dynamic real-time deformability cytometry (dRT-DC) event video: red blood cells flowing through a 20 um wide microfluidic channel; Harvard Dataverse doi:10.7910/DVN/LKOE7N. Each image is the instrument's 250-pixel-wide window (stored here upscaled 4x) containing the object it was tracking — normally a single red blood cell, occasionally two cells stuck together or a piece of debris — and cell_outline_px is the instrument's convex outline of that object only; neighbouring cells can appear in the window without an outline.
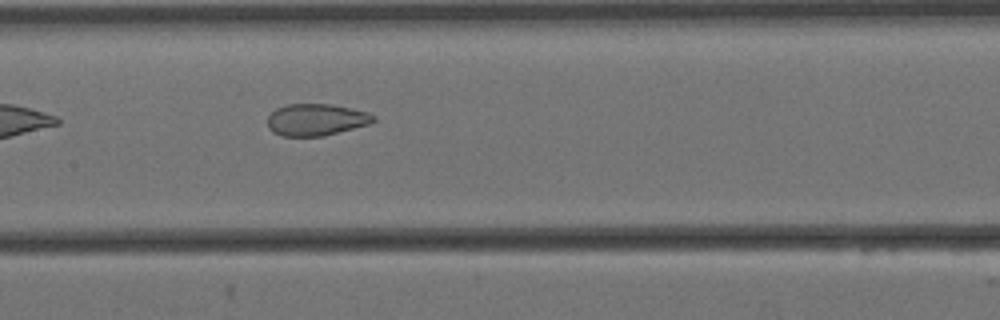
{"species": "Egyptian fruit bat (a non-hibernating species)", "species_latin": "Rousettus aegyptiacus", "temperature_condition": "cold", "stored_images_in_passage": 7, "camera_frame_rate_fps": 3000, "um_per_image_px": 0.085, "animal": {"sex": "female"}, "frame": {"image": 1, "passage_image": 7, "time_ms": 2.0, "image_size_px": [1000, 320], "cell_outline_px": [[376, 120], [368, 124], [324, 136], [284, 136], [272, 132], [268, 128], [268, 116], [276, 108], [288, 104], [332, 104], [368, 112], [376, 116]], "centroid_in_image_um": [26.86, 10.17], "position_along_channel_um": 180.5, "area_um2": 19.65}}